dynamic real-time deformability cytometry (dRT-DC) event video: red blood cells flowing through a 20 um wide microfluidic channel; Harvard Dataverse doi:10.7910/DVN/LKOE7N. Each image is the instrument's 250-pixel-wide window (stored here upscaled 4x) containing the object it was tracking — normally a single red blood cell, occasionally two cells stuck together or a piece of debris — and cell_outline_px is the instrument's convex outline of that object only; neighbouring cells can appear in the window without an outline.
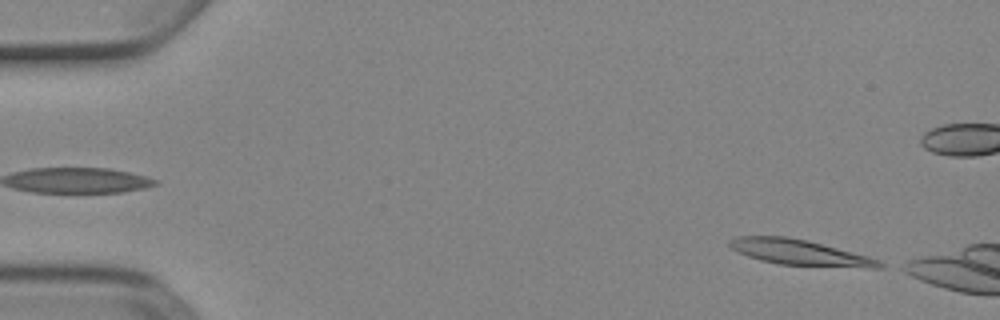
{"species": "Egyptian fruit bat (a non-hibernating species)", "species_latin": "Rousettus aegyptiacus", "temperature_condition": "cold", "stored_images_in_passage": 4, "segment_of_instrument_passage": [2, 2], "camera_frame_rate_fps": 3000, "um_per_image_px": 0.085, "animal": {"sex": "female"}, "frame": {"image": 1, "passage_image": 4, "time_ms": 1.0, "image_size_px": [1000, 320], "cell_outline_px": [[888, 264], [884, 268], [868, 268], [780, 264], [760, 260], [748, 256], [732, 248], [728, 244], [728, 240], [736, 236], [784, 236], [808, 240], [868, 256], [880, 260]], "centroid_in_image_um": [68.04, 21.46], "position_along_channel_um": 17.0, "area_um2": 22.37}}